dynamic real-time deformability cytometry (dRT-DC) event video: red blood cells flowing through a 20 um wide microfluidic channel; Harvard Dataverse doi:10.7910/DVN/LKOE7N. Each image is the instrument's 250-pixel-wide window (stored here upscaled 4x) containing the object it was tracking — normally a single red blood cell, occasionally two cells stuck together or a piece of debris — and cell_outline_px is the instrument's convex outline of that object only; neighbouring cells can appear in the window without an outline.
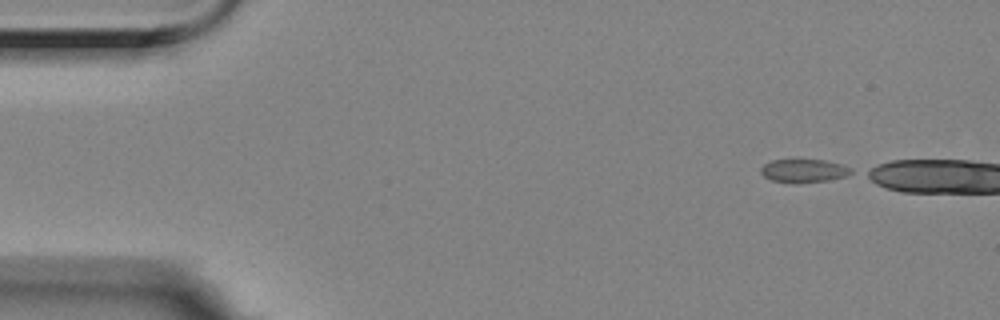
{"species": "Egyptian fruit bat (a non-hibernating species)", "species_latin": "Rousettus aegyptiacus", "temperature_condition": "room temperature", "stored_images_in_passage": 4, "camera_frame_rate_fps": 3000, "um_per_image_px": 0.085, "animal": {"sex": "female"}, "frame": {"image": 1, "passage_image": 1, "time_ms": 0.0, "image_size_px": [1000, 320], "cell_outline_px": [[852, 172], [844, 176], [828, 180], [792, 184], [772, 180], [764, 176], [760, 172], [760, 168], [764, 164], [772, 160], [824, 160], [840, 164], [852, 168]], "centroid_in_image_um": [68.28, 14.52], "position_along_channel_um": 16.7, "area_um2": 12.2}}